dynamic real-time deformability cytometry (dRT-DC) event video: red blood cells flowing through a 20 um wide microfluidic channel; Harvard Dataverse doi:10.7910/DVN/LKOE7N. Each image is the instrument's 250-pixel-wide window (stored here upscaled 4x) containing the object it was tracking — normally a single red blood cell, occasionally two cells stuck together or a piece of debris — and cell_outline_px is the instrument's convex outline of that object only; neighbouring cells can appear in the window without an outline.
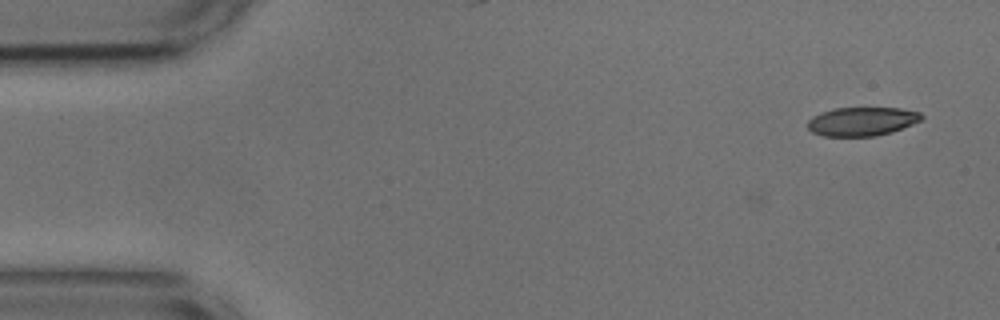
{"species": "common noctule bat (a hibernating species)", "species_latin": "Nyctalus noctula", "temperature_condition": "cold", "stored_images_in_passage": 3, "camera_frame_rate_fps": 3000, "um_per_image_px": 0.085, "animal": {"sex": "male", "body_mass_g": 17.9, "forearm_length_mm": 54.2}, "frame": {"image": 1, "passage_image": 3, "time_ms": 0.667, "image_size_px": [1000, 320], "cell_outline_px": [[924, 120], [892, 132], [876, 136], [824, 136], [812, 132], [808, 128], [808, 120], [812, 116], [836, 108], [900, 108], [920, 112], [924, 116]], "centroid_in_image_um": [73.32, 10.32], "position_along_channel_um": 11.7, "area_um2": 19.13}}